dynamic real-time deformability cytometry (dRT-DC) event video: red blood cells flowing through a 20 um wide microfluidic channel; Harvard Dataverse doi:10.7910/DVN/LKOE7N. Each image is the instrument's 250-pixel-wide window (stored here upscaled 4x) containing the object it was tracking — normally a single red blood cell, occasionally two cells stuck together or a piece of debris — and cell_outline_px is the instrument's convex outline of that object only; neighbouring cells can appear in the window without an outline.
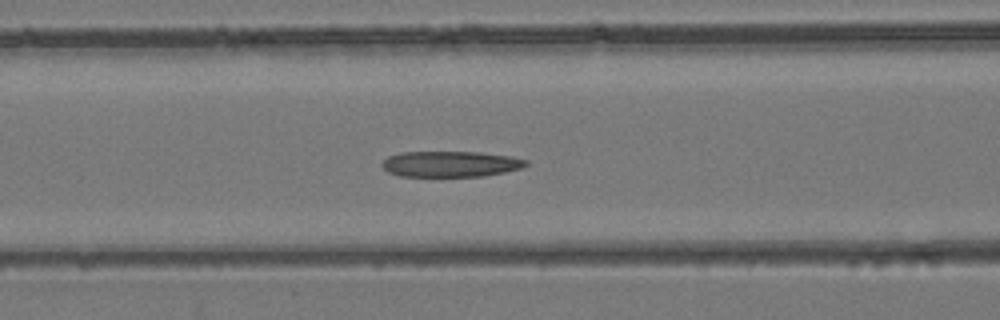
{"species": "common noctule bat (a hibernating species)", "species_latin": "Nyctalus noctula", "temperature_condition": "room temperature", "stored_images_in_passage": 44, "camera_frame_rate_fps": 3000, "um_per_image_px": 0.085, "animal": {"sex": "female", "body_mass_g": 24.6, "forearm_length_mm": 56.2}, "frame": {"image": 1, "passage_image": 18, "time_ms": 5.667, "image_size_px": [1000, 320], "cell_outline_px": [[528, 164], [520, 168], [504, 172], [484, 176], [400, 176], [388, 172], [380, 164], [388, 156], [400, 152], [480, 152], [512, 156], [528, 160]], "centroid_in_image_um": [38.29, 13.93], "position_along_channel_um": 128.3, "area_um2": 21.68}}
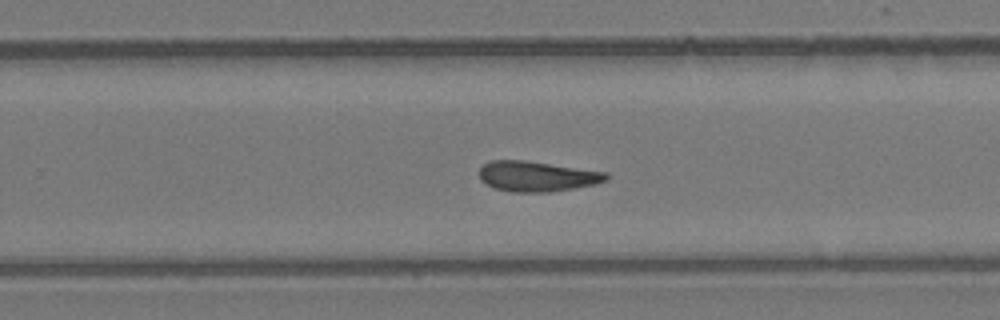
{"frame": {"image": 2, "passage_image": 28, "time_ms": 9.0, "image_size_px": [1000, 320], "cell_outline_px": [[608, 176], [604, 180], [596, 184], [576, 188], [548, 192], [512, 192], [496, 188], [480, 180], [480, 168], [488, 160], [524, 160], [608, 172]], "centroid_in_image_um": [45.64, 14.98], "position_along_channel_um": 284.2, "area_um2": 22.31}}
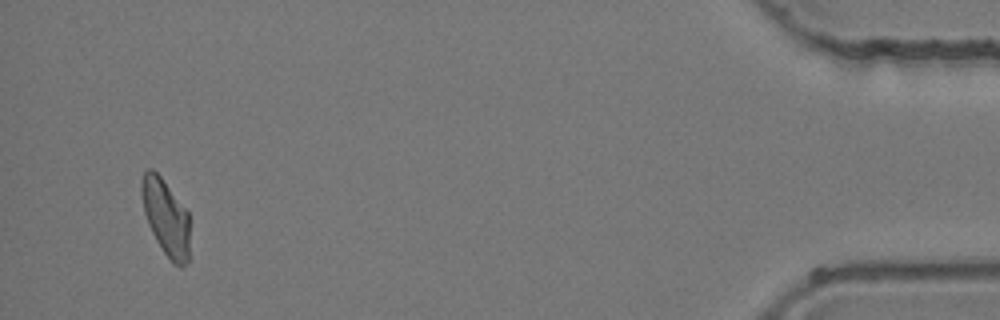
{"frame": {"image": 3, "passage_image": 42, "time_ms": 13.667, "image_size_px": [1000, 320], "cell_outline_px": [[188, 260], [184, 268], [180, 268], [172, 264], [156, 240], [148, 224], [144, 212], [140, 192], [140, 180], [144, 172], [148, 168], [152, 168], [160, 176], [188, 212]], "centroid_in_image_um": [14.07, 18.48], "position_along_channel_um": 421.1, "area_um2": 21.39}}